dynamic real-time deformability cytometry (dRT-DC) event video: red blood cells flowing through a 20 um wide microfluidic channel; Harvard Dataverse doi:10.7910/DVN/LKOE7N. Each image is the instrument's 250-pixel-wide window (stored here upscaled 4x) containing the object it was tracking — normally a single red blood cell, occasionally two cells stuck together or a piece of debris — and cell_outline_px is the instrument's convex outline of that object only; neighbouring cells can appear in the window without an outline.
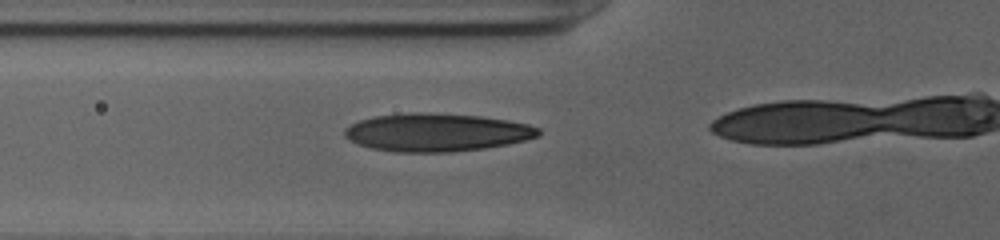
{"species": "human", "species_latin": "Homo sapiens", "temperature_condition": "cold", "stored_images_in_passage": 18, "camera_frame_rate_fps": 3000, "um_per_image_px": 0.085, "donor": {"sex": "female"}, "frame": {"image": 1, "passage_image": 14, "time_ms": 4.333, "image_size_px": [1000, 240], "cell_outline_px": [[540, 136], [508, 144], [484, 148], [452, 152], [392, 152], [372, 148], [356, 144], [348, 140], [344, 136], [344, 128], [360, 120], [376, 116], [412, 112], [420, 112], [480, 116], [508, 120], [528, 124], [540, 128]], "centroid_in_image_um": [37.1, 11.26], "position_along_channel_um": 88.7, "area_um2": 43.06}}
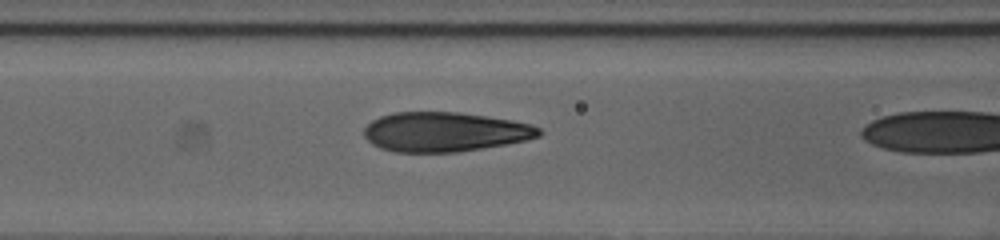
{"frame": {"image": 2, "passage_image": 17, "time_ms": 5.333, "image_size_px": [1000, 240], "cell_outline_px": [[544, 132], [540, 136], [528, 140], [456, 152], [396, 152], [380, 148], [372, 144], [364, 136], [364, 128], [372, 120], [380, 116], [392, 112], [460, 112], [512, 120], [532, 124], [540, 128]], "centroid_in_image_um": [37.81, 11.2], "position_along_channel_um": 128.8, "area_um2": 40.4}}